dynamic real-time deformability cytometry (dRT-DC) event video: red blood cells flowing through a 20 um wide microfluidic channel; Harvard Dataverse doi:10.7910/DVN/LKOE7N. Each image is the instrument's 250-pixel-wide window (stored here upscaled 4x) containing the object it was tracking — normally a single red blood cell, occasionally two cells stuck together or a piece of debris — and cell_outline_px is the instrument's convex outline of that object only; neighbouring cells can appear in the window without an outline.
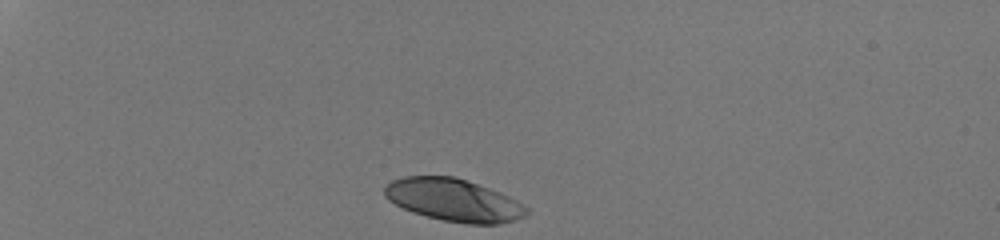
{"species": "human", "species_latin": "Homo sapiens", "temperature_condition": "room temperature", "stored_images_in_passage": 37, "camera_frame_rate_fps": 3000, "um_per_image_px": 0.085, "donor": {"sex": "male"}, "frame": {"image": 1, "passage_image": 1, "time_ms": 0.0, "image_size_px": [1000, 240], "cell_outline_px": [[528, 212], [524, 216], [516, 220], [496, 224], [468, 224], [444, 220], [412, 212], [388, 200], [384, 196], [384, 188], [392, 180], [404, 176], [452, 176], [500, 192], [524, 204], [528, 208]], "centroid_in_image_um": [38.56, 17.01], "position_along_channel_um": 46.4, "area_um2": 34.85}}
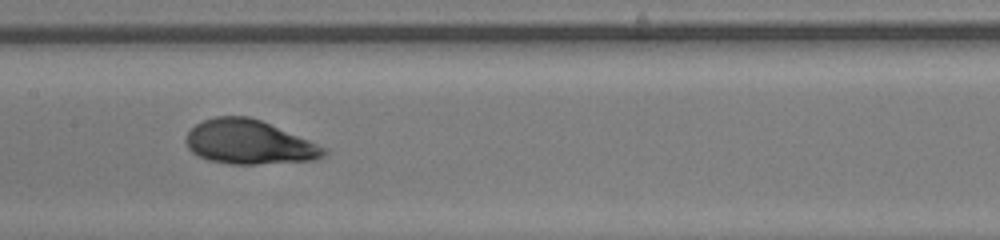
{"frame": {"image": 2, "passage_image": 16, "time_ms": 5.0, "image_size_px": [1000, 240], "cell_outline_px": [[328, 156], [316, 160], [256, 164], [228, 164], [208, 160], [196, 156], [188, 148], [184, 140], [188, 132], [196, 124], [204, 120], [216, 116], [248, 116], [260, 120], [308, 140], [324, 148], [328, 152]], "centroid_in_image_um": [21.14, 12.1], "position_along_channel_um": 186.3, "area_um2": 35.43}}
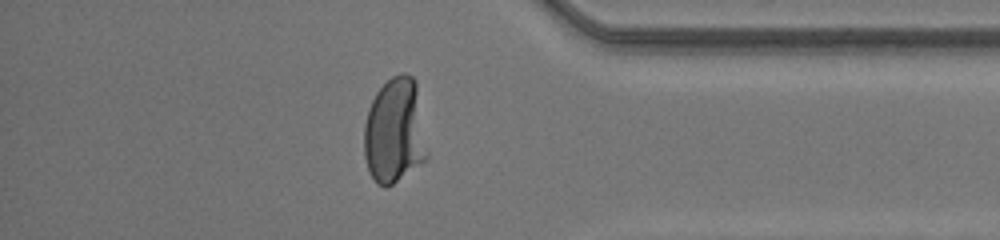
{"frame": {"image": 3, "passage_image": 32, "time_ms": 10.333, "image_size_px": [1000, 240], "cell_outline_px": [[428, 156], [424, 160], [392, 184], [384, 188], [376, 184], [368, 172], [364, 156], [364, 124], [368, 108], [376, 92], [392, 76], [400, 72], [404, 72], [412, 76], [416, 80], [428, 152]], "centroid_in_image_um": [33.53, 11.13], "position_along_channel_um": 401.7, "area_um2": 39.07}, "authors_computed_cell_mechanics": {"area_um2": 35.836, "velocity_mm_per_s": 4.2308, "shape_relaxation_time_tau1_ms": 4.5837, "shape_relaxation_time_tau2_ms": null, "deformation_change_tau1": 0.2562, "deformation_change_tau2": null}}